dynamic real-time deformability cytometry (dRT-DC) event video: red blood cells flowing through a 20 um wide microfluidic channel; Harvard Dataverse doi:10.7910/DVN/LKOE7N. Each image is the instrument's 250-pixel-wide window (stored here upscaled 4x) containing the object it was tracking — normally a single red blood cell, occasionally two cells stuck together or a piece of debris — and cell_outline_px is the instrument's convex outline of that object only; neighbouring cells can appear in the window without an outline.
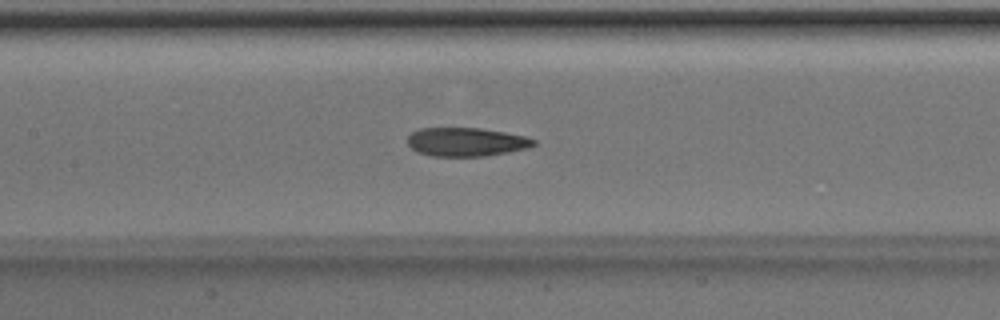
{"species": "Egyptian fruit bat (a non-hibernating species)", "species_latin": "Rousettus aegyptiacus", "temperature_condition": "room temperature", "stored_images_in_passage": 51, "camera_frame_rate_fps": 3000, "um_per_image_px": 0.085, "animal": {"sex": "male"}, "frame": {"image": 1, "passage_image": 24, "time_ms": 7.667, "image_size_px": [1000, 320], "cell_outline_px": [[536, 144], [528, 148], [508, 152], [484, 156], [432, 156], [416, 152], [408, 144], [408, 136], [412, 132], [420, 128], [480, 128], [504, 132], [524, 136], [536, 140]], "centroid_in_image_um": [39.62, 12.06], "position_along_channel_um": 167.8, "area_um2": 21.04}}
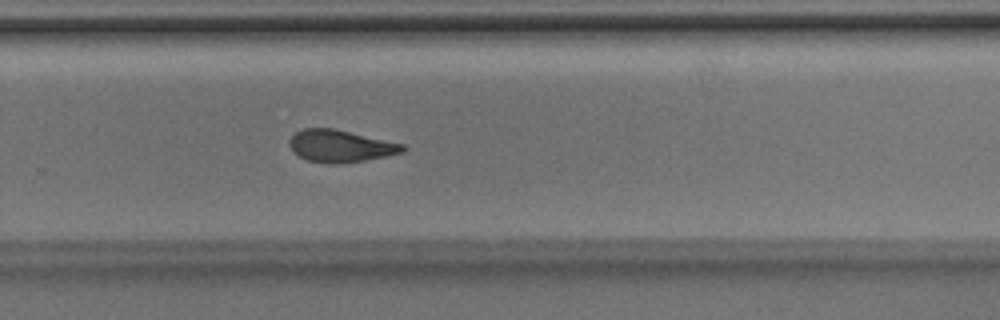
{"frame": {"image": 2, "passage_image": 34, "time_ms": 11.0, "image_size_px": [1000, 320], "cell_outline_px": [[408, 148], [404, 152], [364, 160], [336, 164], [328, 164], [308, 160], [300, 156], [288, 144], [288, 140], [296, 132], [304, 128], [332, 128], [404, 144]], "centroid_in_image_um": [28.94, 12.41], "position_along_channel_um": 300.9, "area_um2": 20.98}}
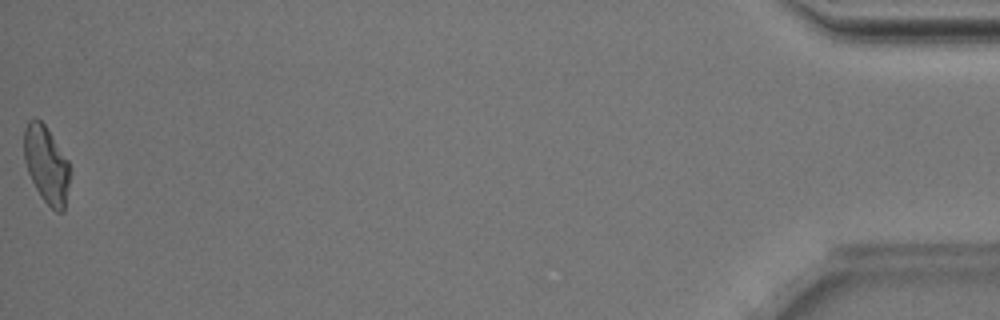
{"frame": {"image": 3, "passage_image": 51, "time_ms": 16.667, "image_size_px": [1000, 320], "cell_outline_px": [[68, 184], [64, 212], [56, 212], [40, 196], [28, 172], [24, 160], [24, 128], [28, 120], [36, 116], [44, 124], [68, 160]], "centroid_in_image_um": [3.91, 13.96], "position_along_channel_um": 431.3, "area_um2": 20.35}, "authors_computed_cell_mechanics": {"area_um2": 21.675, "velocity_mm_per_s": 4.0149, "shape_relaxation_time_tau1_ms": null, "shape_relaxation_time_tau2_ms": 3.229, "deformation_change_tau1": null, "deformation_change_tau2": 0.1132}}